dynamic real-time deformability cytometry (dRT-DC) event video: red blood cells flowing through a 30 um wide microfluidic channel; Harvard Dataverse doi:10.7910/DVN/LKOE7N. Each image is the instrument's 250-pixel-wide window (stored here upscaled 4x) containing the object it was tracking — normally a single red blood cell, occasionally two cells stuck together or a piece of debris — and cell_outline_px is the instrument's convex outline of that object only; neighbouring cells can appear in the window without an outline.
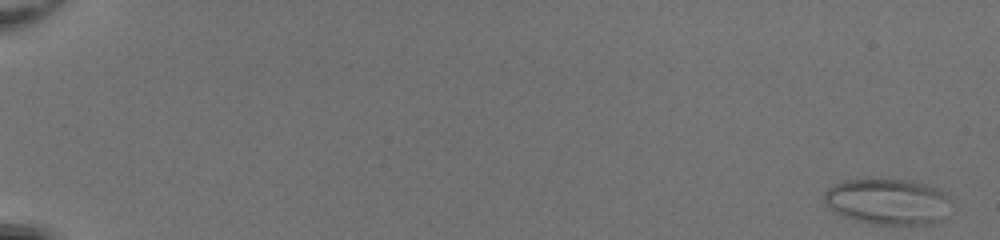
{"species": "common noctule bat (a hibernating species)", "species_latin": "Nyctalus noctula", "temperature_condition": "room temperature", "stored_images_in_passage": 53, "camera_frame_rate_fps": 3000, "um_per_image_px": 0.085, "animal": {"sex": "female", "body_mass_g": 20.0, "forearm_length_mm": 54.0}, "frame": {"image": 1, "passage_image": 1, "time_ms": 0.0, "image_size_px": [1000, 240], "cell_outline_px": [[948, 196], [940, 220], [932, 224], [872, 224], [856, 220], [844, 216], [828, 208], [824, 200], [824, 192], [832, 184], [844, 180], [908, 180], [928, 184], [944, 192]], "centroid_in_image_um": [75.37, 17.13], "position_along_channel_um": 9.6, "area_um2": 33.41}}
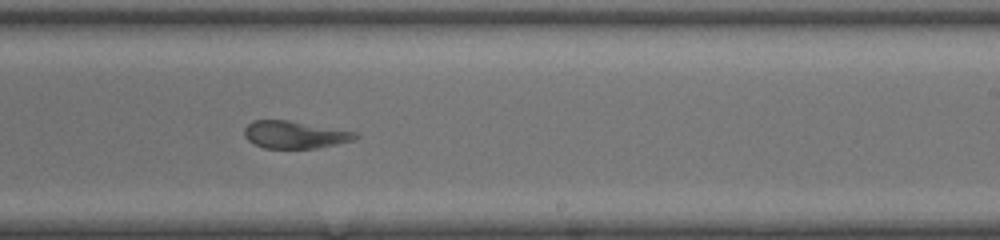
{"frame": {"image": 2, "passage_image": 35, "time_ms": 11.333, "image_size_px": [1000, 240], "cell_outline_px": [[360, 136], [356, 140], [316, 148], [264, 148], [252, 144], [244, 136], [244, 128], [252, 120], [288, 120], [356, 132]], "centroid_in_image_um": [25.04, 11.45], "position_along_channel_um": 264.0, "area_um2": 17.8}}
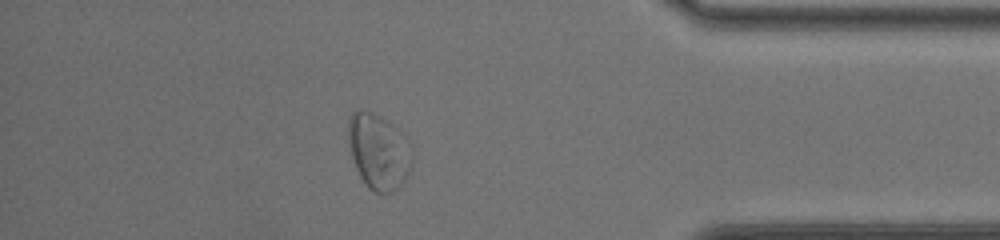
{"frame": {"image": 3, "passage_image": 47, "time_ms": 15.333, "image_size_px": [1000, 240], "cell_outline_px": [[412, 164], [404, 180], [392, 192], [376, 192], [368, 188], [360, 176], [356, 168], [352, 156], [348, 136], [348, 120], [352, 112], [360, 108], [372, 112], [380, 116], [392, 124], [404, 136], [412, 148]], "centroid_in_image_um": [32.17, 12.84], "position_along_channel_um": 403.0, "area_um2": 27.92}}